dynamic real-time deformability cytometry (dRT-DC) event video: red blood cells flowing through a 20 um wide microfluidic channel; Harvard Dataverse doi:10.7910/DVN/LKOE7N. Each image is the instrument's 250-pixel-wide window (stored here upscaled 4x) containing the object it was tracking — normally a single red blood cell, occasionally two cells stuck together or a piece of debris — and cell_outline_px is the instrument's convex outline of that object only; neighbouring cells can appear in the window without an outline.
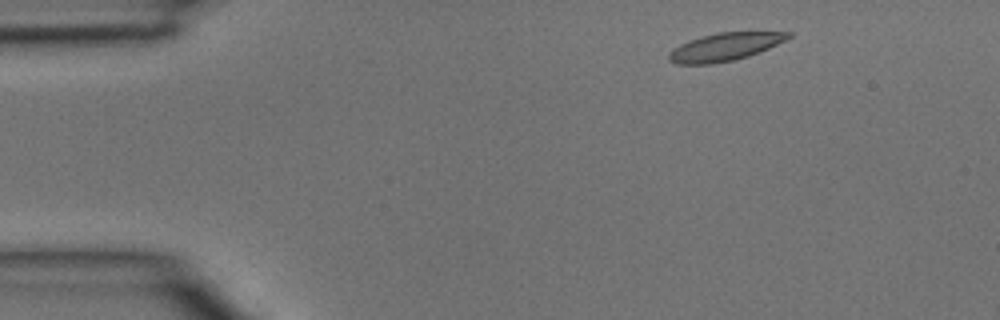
{"species": "common noctule bat (a hibernating species)", "species_latin": "Nyctalus noctula", "temperature_condition": "room temperature", "stored_images_in_passage": 2, "camera_frame_rate_fps": 3000, "um_per_image_px": 0.085, "animal": {"sex": "male", "body_mass_g": 15.6}, "frame": {"image": 1, "passage_image": 1, "time_ms": 0.0, "image_size_px": [1000, 320], "cell_outline_px": [[792, 36], [768, 48], [748, 56], [732, 60], [712, 64], [676, 64], [668, 60], [668, 52], [672, 48], [688, 40], [716, 32], [792, 32]], "centroid_in_image_um": [61.54, 3.98], "position_along_channel_um": 23.5, "area_um2": 19.31}}